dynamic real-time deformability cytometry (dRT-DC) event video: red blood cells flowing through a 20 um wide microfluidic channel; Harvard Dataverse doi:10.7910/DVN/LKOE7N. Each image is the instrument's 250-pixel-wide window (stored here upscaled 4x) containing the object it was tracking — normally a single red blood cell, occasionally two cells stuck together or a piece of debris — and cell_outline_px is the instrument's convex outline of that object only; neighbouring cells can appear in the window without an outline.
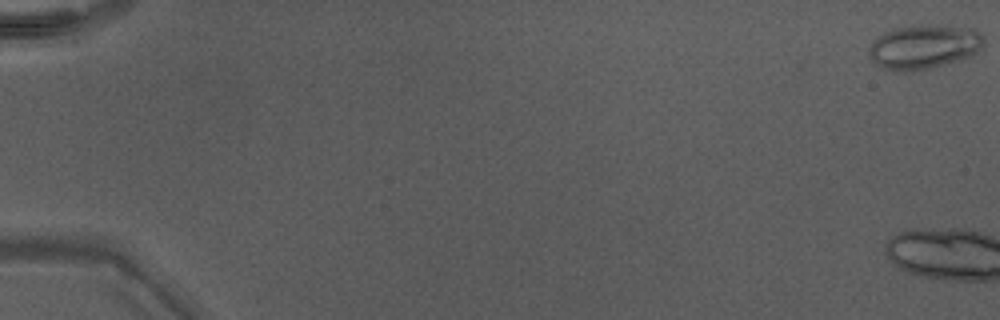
{"species": "Egyptian fruit bat (a non-hibernating species)", "species_latin": "Rousettus aegyptiacus", "temperature_condition": "warm", "stored_images_in_passage": 5, "camera_frame_rate_fps": 3000, "um_per_image_px": 0.085, "animal": {"sex": "male"}, "frame": {"image": 1, "passage_image": 1, "time_ms": 0.0, "image_size_px": [1000, 320], "cell_outline_px": [[984, 40], [980, 48], [972, 56], [928, 68], [908, 72], [892, 72], [876, 64], [868, 56], [868, 48], [872, 40], [876, 36], [884, 32], [896, 28], [972, 28], [980, 32], [984, 36]], "centroid_in_image_um": [78.46, 4.04], "position_along_channel_um": 6.5, "area_um2": 28.73}}